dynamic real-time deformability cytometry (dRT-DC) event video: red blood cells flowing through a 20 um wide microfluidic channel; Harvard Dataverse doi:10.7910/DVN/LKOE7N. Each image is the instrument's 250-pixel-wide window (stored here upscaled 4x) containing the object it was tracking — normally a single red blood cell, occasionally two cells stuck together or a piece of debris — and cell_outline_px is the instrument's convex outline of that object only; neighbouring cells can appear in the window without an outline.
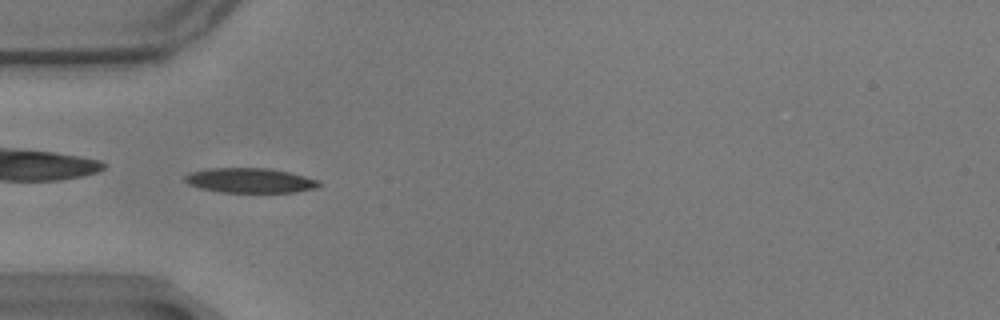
{"species": "common noctule bat (a hibernating species)", "species_latin": "Nyctalus noctula", "temperature_condition": "warm", "stored_images_in_passage": 57, "camera_frame_rate_fps": 3000, "um_per_image_px": 0.085, "animal": {"sex": "male", "body_mass_g": 17.9}, "frame": {"image": 1, "passage_image": 17, "time_ms": 5.333, "image_size_px": [1000, 320], "cell_outline_px": [[320, 188], [296, 192], [220, 192], [200, 188], [188, 184], [184, 180], [184, 176], [192, 172], [208, 168], [268, 168], [288, 172], [320, 180]], "centroid_in_image_um": [21.28, 15.34], "position_along_channel_um": 63.7, "area_um2": 19.42}}
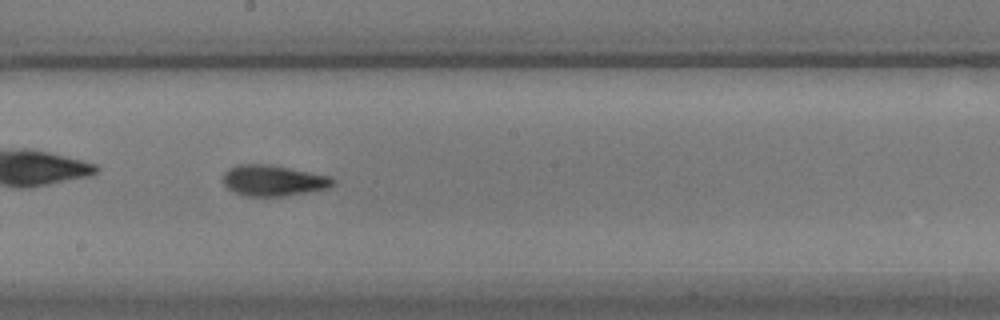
{"frame": {"image": 2, "passage_image": 31, "time_ms": 10.0, "image_size_px": [1000, 320], "cell_outline_px": [[336, 180], [328, 188], [308, 192], [284, 196], [244, 196], [232, 192], [224, 184], [224, 172], [228, 168], [236, 164], [272, 164], [332, 176]], "centroid_in_image_um": [23.23, 15.33], "position_along_channel_um": 225.0, "area_um2": 20.06}}
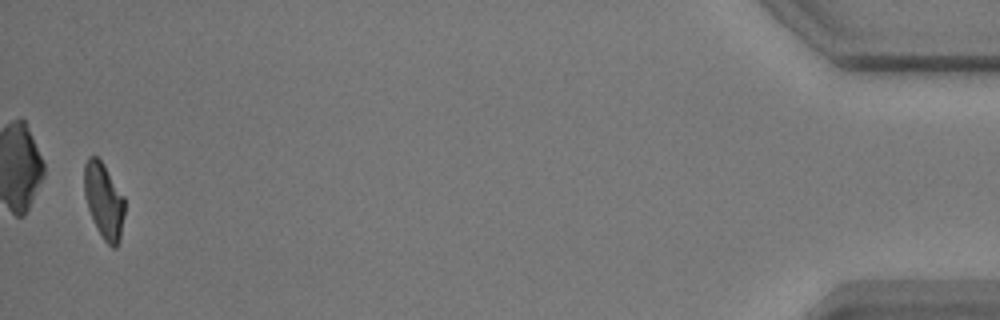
{"frame": {"image": 3, "passage_image": 56, "time_ms": 18.333, "image_size_px": [1000, 320], "cell_outline_px": [[124, 216], [120, 240], [116, 248], [112, 248], [104, 240], [88, 208], [84, 192], [84, 164], [88, 156], [96, 156], [104, 164], [124, 196]], "centroid_in_image_um": [8.84, 17.04], "position_along_channel_um": 426.4, "area_um2": 17.69}, "authors_computed_cell_mechanics": {"area_um2": 18.7272, "velocity_mm_per_s": 3.4602, "shape_relaxation_time_tau1_ms": 6.1107, "shape_relaxation_time_tau2_ms": 2.3323, "deformation_change_tau1": 0.1767, "deformation_change_tau2": 0.1015}}